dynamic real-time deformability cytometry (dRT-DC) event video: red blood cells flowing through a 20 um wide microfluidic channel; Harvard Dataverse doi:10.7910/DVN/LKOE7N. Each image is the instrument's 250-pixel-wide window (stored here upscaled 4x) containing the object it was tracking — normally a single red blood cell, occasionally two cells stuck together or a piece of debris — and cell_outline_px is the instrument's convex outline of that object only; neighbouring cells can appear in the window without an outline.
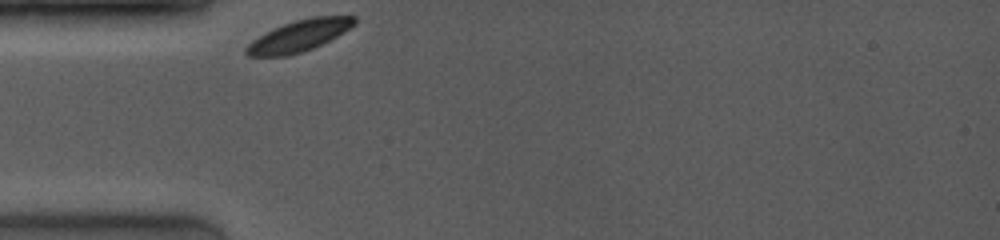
{"species": "common noctule bat (a hibernating species)", "species_latin": "Nyctalus noctula", "temperature_condition": "room temperature", "stored_images_in_passage": 41, "camera_frame_rate_fps": 4000, "um_per_image_px": 0.085, "animal": {"sex": "female", "body_mass_g": 19.0, "forearm_length_mm": 53.3}, "frame": {"image": 1, "passage_image": 1, "time_ms": 0.0, "image_size_px": [1000, 240], "cell_outline_px": [[356, 24], [344, 32], [312, 48], [288, 56], [248, 56], [244, 52], [244, 48], [252, 40], [272, 28], [296, 20], [312, 16], [356, 16]], "centroid_in_image_um": [25.4, 3.03], "position_along_channel_um": 59.6, "area_um2": 19.65}}
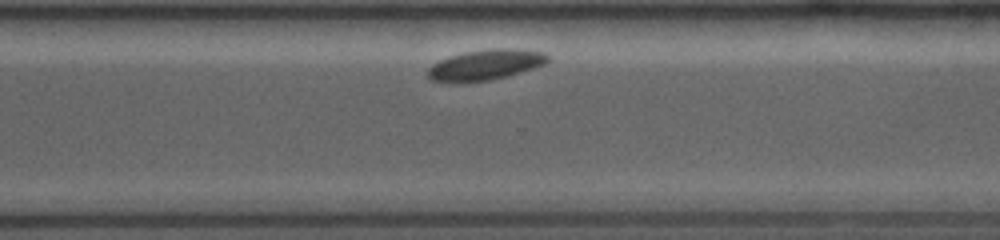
{"frame": {"image": 2, "passage_image": 34, "time_ms": 7.5, "image_size_px": [1000, 240], "cell_outline_px": [[548, 60], [544, 64], [520, 72], [488, 80], [448, 84], [432, 80], [428, 76], [428, 68], [432, 64], [440, 60], [464, 52], [492, 48], [516, 48], [544, 52], [548, 56]], "centroid_in_image_um": [41.22, 5.51], "position_along_channel_um": 329.4, "area_um2": 21.27}}
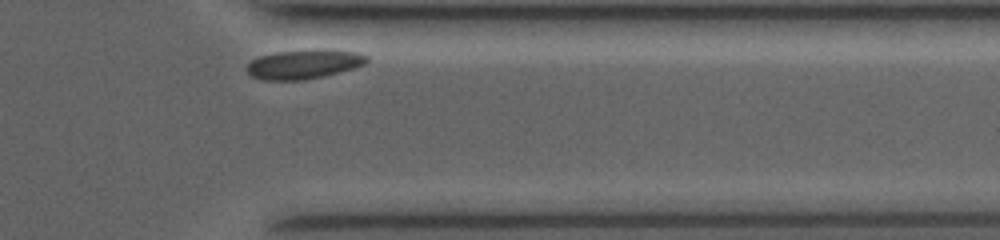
{"frame": {"image": 3, "passage_image": 39, "time_ms": 9.0, "image_size_px": [1000, 240], "cell_outline_px": [[368, 60], [364, 64], [352, 68], [324, 76], [304, 80], [264, 80], [252, 76], [248, 72], [248, 64], [252, 60], [260, 56], [276, 52], [312, 48], [328, 48], [356, 52], [368, 56]], "centroid_in_image_um": [25.86, 5.43], "position_along_channel_um": 385.5, "area_um2": 20.63}}